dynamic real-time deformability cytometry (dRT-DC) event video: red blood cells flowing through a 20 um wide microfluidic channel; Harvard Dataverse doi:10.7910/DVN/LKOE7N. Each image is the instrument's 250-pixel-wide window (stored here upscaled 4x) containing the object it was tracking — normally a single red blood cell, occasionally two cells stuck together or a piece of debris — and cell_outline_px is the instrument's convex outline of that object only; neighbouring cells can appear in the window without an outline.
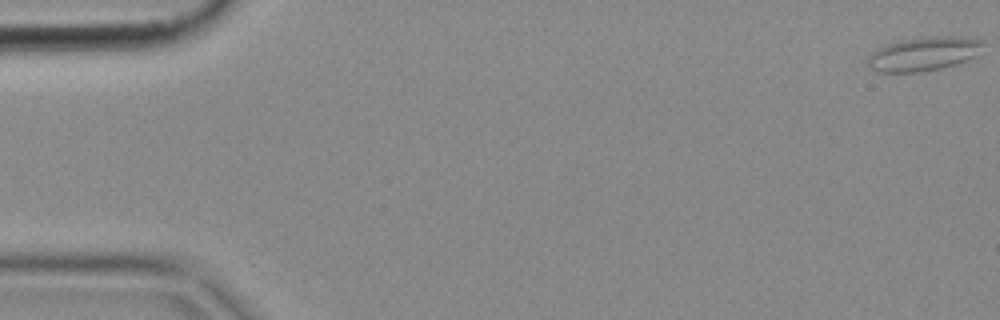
{"species": "common noctule bat (a hibernating species)", "species_latin": "Nyctalus noctula", "temperature_condition": "cold", "stored_images_in_passage": 3, "camera_frame_rate_fps": 3000, "um_per_image_px": 0.085, "animal": {"sex": "female", "body_mass_g": 18.4}, "frame": {"image": 1, "passage_image": 1, "time_ms": 0.0, "image_size_px": [1000, 320], "cell_outline_px": [[984, 44], [972, 56], [956, 64], [940, 68], [920, 72], [880, 72], [872, 68], [868, 64], [868, 56], [872, 52], [888, 44], [904, 40], [924, 36], [960, 36], [980, 40]], "centroid_in_image_um": [78.48, 4.57], "position_along_channel_um": 6.5, "area_um2": 22.25}}
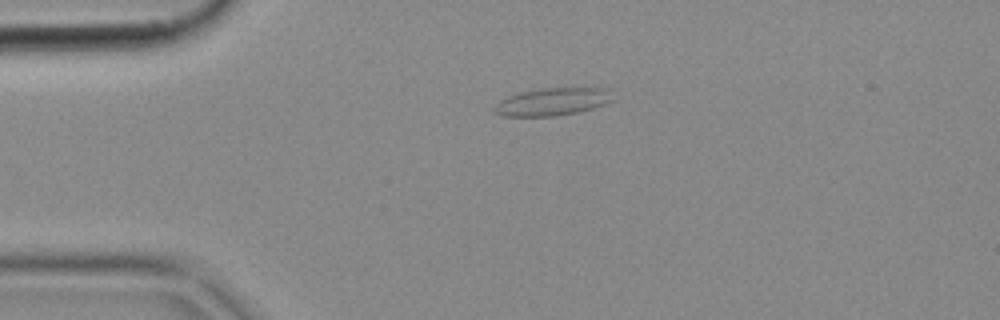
{"frame": {"image": 2, "passage_image": 3, "time_ms": 0.667, "image_size_px": [1000, 320], "cell_outline_px": [[616, 100], [592, 108], [576, 112], [556, 116], [500, 116], [492, 112], [492, 108], [500, 100], [508, 96], [520, 92], [540, 88], [608, 88]], "centroid_in_image_um": [46.94, 8.65], "position_along_channel_um": 38.1, "area_um2": 19.25}}